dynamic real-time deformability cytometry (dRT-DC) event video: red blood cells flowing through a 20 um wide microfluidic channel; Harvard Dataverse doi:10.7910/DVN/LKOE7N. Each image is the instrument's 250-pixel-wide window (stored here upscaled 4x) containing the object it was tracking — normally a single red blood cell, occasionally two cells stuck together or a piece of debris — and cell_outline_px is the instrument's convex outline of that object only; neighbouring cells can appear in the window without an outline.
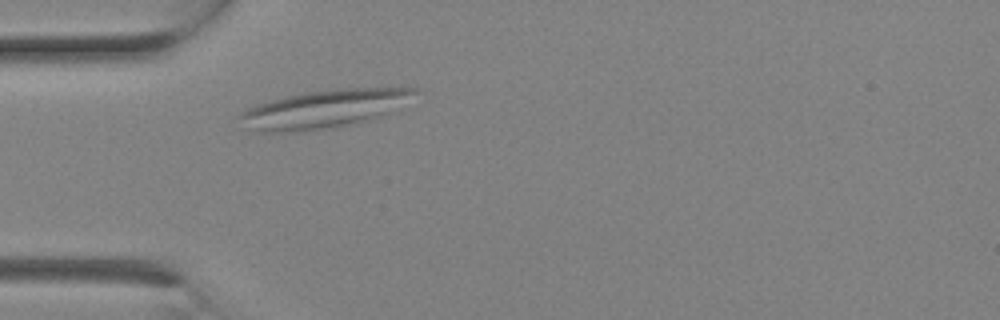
{"species": "Egyptian fruit bat (a non-hibernating species)", "species_latin": "Rousettus aegyptiacus", "temperature_condition": "room temperature", "stored_images_in_passage": 1, "camera_frame_rate_fps": 3000, "um_per_image_px": 0.085, "animal": {"sex": "female"}, "frame": {"image": 1, "passage_image": 1, "time_ms": 0.0, "image_size_px": [1000, 320], "cell_outline_px": [[420, 92], [392, 112], [372, 120], [356, 124], [336, 128], [300, 132], [252, 132], [236, 116], [240, 112], [256, 104], [288, 96], [328, 88], [400, 84], [416, 88]], "centroid_in_image_um": [27.72, 9.22], "position_along_channel_um": 57.3, "area_um2": 40.86}}